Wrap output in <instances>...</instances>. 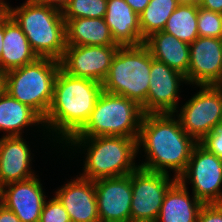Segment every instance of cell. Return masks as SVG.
I'll return each mask as SVG.
<instances>
[{
    "mask_svg": "<svg viewBox=\"0 0 222 222\" xmlns=\"http://www.w3.org/2000/svg\"><path fill=\"white\" fill-rule=\"evenodd\" d=\"M192 197V198H191ZM203 203L178 179L165 193L161 210L155 222H197Z\"/></svg>",
    "mask_w": 222,
    "mask_h": 222,
    "instance_id": "20",
    "label": "cell"
},
{
    "mask_svg": "<svg viewBox=\"0 0 222 222\" xmlns=\"http://www.w3.org/2000/svg\"><path fill=\"white\" fill-rule=\"evenodd\" d=\"M0 137V187L36 176L29 141L24 136Z\"/></svg>",
    "mask_w": 222,
    "mask_h": 222,
    "instance_id": "17",
    "label": "cell"
},
{
    "mask_svg": "<svg viewBox=\"0 0 222 222\" xmlns=\"http://www.w3.org/2000/svg\"><path fill=\"white\" fill-rule=\"evenodd\" d=\"M104 19L114 42L119 46H138L144 43L139 15L125 0H107Z\"/></svg>",
    "mask_w": 222,
    "mask_h": 222,
    "instance_id": "19",
    "label": "cell"
},
{
    "mask_svg": "<svg viewBox=\"0 0 222 222\" xmlns=\"http://www.w3.org/2000/svg\"><path fill=\"white\" fill-rule=\"evenodd\" d=\"M9 16L22 29L38 58L61 60L67 47L66 22L61 11L26 0L16 8L9 5Z\"/></svg>",
    "mask_w": 222,
    "mask_h": 222,
    "instance_id": "4",
    "label": "cell"
},
{
    "mask_svg": "<svg viewBox=\"0 0 222 222\" xmlns=\"http://www.w3.org/2000/svg\"><path fill=\"white\" fill-rule=\"evenodd\" d=\"M201 0H188L190 3H199Z\"/></svg>",
    "mask_w": 222,
    "mask_h": 222,
    "instance_id": "38",
    "label": "cell"
},
{
    "mask_svg": "<svg viewBox=\"0 0 222 222\" xmlns=\"http://www.w3.org/2000/svg\"><path fill=\"white\" fill-rule=\"evenodd\" d=\"M38 174L30 179L0 187V203L12 210L21 222H39L48 198Z\"/></svg>",
    "mask_w": 222,
    "mask_h": 222,
    "instance_id": "15",
    "label": "cell"
},
{
    "mask_svg": "<svg viewBox=\"0 0 222 222\" xmlns=\"http://www.w3.org/2000/svg\"><path fill=\"white\" fill-rule=\"evenodd\" d=\"M143 115L136 101L102 91L88 122L72 137L121 136L138 140Z\"/></svg>",
    "mask_w": 222,
    "mask_h": 222,
    "instance_id": "7",
    "label": "cell"
},
{
    "mask_svg": "<svg viewBox=\"0 0 222 222\" xmlns=\"http://www.w3.org/2000/svg\"><path fill=\"white\" fill-rule=\"evenodd\" d=\"M0 222H21L14 212L0 203Z\"/></svg>",
    "mask_w": 222,
    "mask_h": 222,
    "instance_id": "32",
    "label": "cell"
},
{
    "mask_svg": "<svg viewBox=\"0 0 222 222\" xmlns=\"http://www.w3.org/2000/svg\"><path fill=\"white\" fill-rule=\"evenodd\" d=\"M151 63V52L144 43L120 46L102 82L103 91L125 96L142 106L147 100Z\"/></svg>",
    "mask_w": 222,
    "mask_h": 222,
    "instance_id": "6",
    "label": "cell"
},
{
    "mask_svg": "<svg viewBox=\"0 0 222 222\" xmlns=\"http://www.w3.org/2000/svg\"><path fill=\"white\" fill-rule=\"evenodd\" d=\"M34 126V129L38 128L37 132H43L42 139L45 141L48 135L43 118L31 107L2 90L0 92V132L5 134L3 136H23L26 128H29L26 129L28 132Z\"/></svg>",
    "mask_w": 222,
    "mask_h": 222,
    "instance_id": "18",
    "label": "cell"
},
{
    "mask_svg": "<svg viewBox=\"0 0 222 222\" xmlns=\"http://www.w3.org/2000/svg\"><path fill=\"white\" fill-rule=\"evenodd\" d=\"M3 37H4V21L0 24V57L2 54Z\"/></svg>",
    "mask_w": 222,
    "mask_h": 222,
    "instance_id": "36",
    "label": "cell"
},
{
    "mask_svg": "<svg viewBox=\"0 0 222 222\" xmlns=\"http://www.w3.org/2000/svg\"><path fill=\"white\" fill-rule=\"evenodd\" d=\"M199 37H222V13L213 12L199 6L198 8Z\"/></svg>",
    "mask_w": 222,
    "mask_h": 222,
    "instance_id": "27",
    "label": "cell"
},
{
    "mask_svg": "<svg viewBox=\"0 0 222 222\" xmlns=\"http://www.w3.org/2000/svg\"><path fill=\"white\" fill-rule=\"evenodd\" d=\"M119 47V45H67L60 60V67L68 75L102 83Z\"/></svg>",
    "mask_w": 222,
    "mask_h": 222,
    "instance_id": "12",
    "label": "cell"
},
{
    "mask_svg": "<svg viewBox=\"0 0 222 222\" xmlns=\"http://www.w3.org/2000/svg\"><path fill=\"white\" fill-rule=\"evenodd\" d=\"M66 44L109 46L114 42L104 18H74L66 21Z\"/></svg>",
    "mask_w": 222,
    "mask_h": 222,
    "instance_id": "23",
    "label": "cell"
},
{
    "mask_svg": "<svg viewBox=\"0 0 222 222\" xmlns=\"http://www.w3.org/2000/svg\"><path fill=\"white\" fill-rule=\"evenodd\" d=\"M197 222H222V203L203 204Z\"/></svg>",
    "mask_w": 222,
    "mask_h": 222,
    "instance_id": "30",
    "label": "cell"
},
{
    "mask_svg": "<svg viewBox=\"0 0 222 222\" xmlns=\"http://www.w3.org/2000/svg\"><path fill=\"white\" fill-rule=\"evenodd\" d=\"M180 4L179 0H150L139 15L142 40L145 42L152 33L163 31L168 18Z\"/></svg>",
    "mask_w": 222,
    "mask_h": 222,
    "instance_id": "25",
    "label": "cell"
},
{
    "mask_svg": "<svg viewBox=\"0 0 222 222\" xmlns=\"http://www.w3.org/2000/svg\"><path fill=\"white\" fill-rule=\"evenodd\" d=\"M199 88L173 113L181 127L199 143L222 122V85H196Z\"/></svg>",
    "mask_w": 222,
    "mask_h": 222,
    "instance_id": "8",
    "label": "cell"
},
{
    "mask_svg": "<svg viewBox=\"0 0 222 222\" xmlns=\"http://www.w3.org/2000/svg\"><path fill=\"white\" fill-rule=\"evenodd\" d=\"M60 68L58 60L37 58L3 74V90L44 119L53 100L54 83Z\"/></svg>",
    "mask_w": 222,
    "mask_h": 222,
    "instance_id": "5",
    "label": "cell"
},
{
    "mask_svg": "<svg viewBox=\"0 0 222 222\" xmlns=\"http://www.w3.org/2000/svg\"><path fill=\"white\" fill-rule=\"evenodd\" d=\"M198 8V3H181L168 18L163 31L191 44L199 37Z\"/></svg>",
    "mask_w": 222,
    "mask_h": 222,
    "instance_id": "24",
    "label": "cell"
},
{
    "mask_svg": "<svg viewBox=\"0 0 222 222\" xmlns=\"http://www.w3.org/2000/svg\"><path fill=\"white\" fill-rule=\"evenodd\" d=\"M54 192L67 211L71 222H100L95 183L78 175Z\"/></svg>",
    "mask_w": 222,
    "mask_h": 222,
    "instance_id": "16",
    "label": "cell"
},
{
    "mask_svg": "<svg viewBox=\"0 0 222 222\" xmlns=\"http://www.w3.org/2000/svg\"><path fill=\"white\" fill-rule=\"evenodd\" d=\"M94 183L100 222H131L132 173Z\"/></svg>",
    "mask_w": 222,
    "mask_h": 222,
    "instance_id": "13",
    "label": "cell"
},
{
    "mask_svg": "<svg viewBox=\"0 0 222 222\" xmlns=\"http://www.w3.org/2000/svg\"><path fill=\"white\" fill-rule=\"evenodd\" d=\"M102 91V83L68 75L60 68L54 83L53 100L43 119L48 144L53 142V147L60 145L61 149L76 135L88 122Z\"/></svg>",
    "mask_w": 222,
    "mask_h": 222,
    "instance_id": "2",
    "label": "cell"
},
{
    "mask_svg": "<svg viewBox=\"0 0 222 222\" xmlns=\"http://www.w3.org/2000/svg\"><path fill=\"white\" fill-rule=\"evenodd\" d=\"M181 3H186L188 0H179Z\"/></svg>",
    "mask_w": 222,
    "mask_h": 222,
    "instance_id": "39",
    "label": "cell"
},
{
    "mask_svg": "<svg viewBox=\"0 0 222 222\" xmlns=\"http://www.w3.org/2000/svg\"><path fill=\"white\" fill-rule=\"evenodd\" d=\"M198 6L213 12L222 13V0H201Z\"/></svg>",
    "mask_w": 222,
    "mask_h": 222,
    "instance_id": "31",
    "label": "cell"
},
{
    "mask_svg": "<svg viewBox=\"0 0 222 222\" xmlns=\"http://www.w3.org/2000/svg\"><path fill=\"white\" fill-rule=\"evenodd\" d=\"M152 57L186 76L189 68V44L164 31L152 33L145 39Z\"/></svg>",
    "mask_w": 222,
    "mask_h": 222,
    "instance_id": "22",
    "label": "cell"
},
{
    "mask_svg": "<svg viewBox=\"0 0 222 222\" xmlns=\"http://www.w3.org/2000/svg\"><path fill=\"white\" fill-rule=\"evenodd\" d=\"M149 81L147 100L141 106L143 114L174 113L181 99L180 86L188 84L186 77L152 57Z\"/></svg>",
    "mask_w": 222,
    "mask_h": 222,
    "instance_id": "11",
    "label": "cell"
},
{
    "mask_svg": "<svg viewBox=\"0 0 222 222\" xmlns=\"http://www.w3.org/2000/svg\"><path fill=\"white\" fill-rule=\"evenodd\" d=\"M188 85H222V41L198 37L189 44Z\"/></svg>",
    "mask_w": 222,
    "mask_h": 222,
    "instance_id": "14",
    "label": "cell"
},
{
    "mask_svg": "<svg viewBox=\"0 0 222 222\" xmlns=\"http://www.w3.org/2000/svg\"><path fill=\"white\" fill-rule=\"evenodd\" d=\"M33 1L43 5L51 6L52 8H55L63 12L71 0H33Z\"/></svg>",
    "mask_w": 222,
    "mask_h": 222,
    "instance_id": "33",
    "label": "cell"
},
{
    "mask_svg": "<svg viewBox=\"0 0 222 222\" xmlns=\"http://www.w3.org/2000/svg\"><path fill=\"white\" fill-rule=\"evenodd\" d=\"M135 13L140 15L148 6L150 0H125Z\"/></svg>",
    "mask_w": 222,
    "mask_h": 222,
    "instance_id": "34",
    "label": "cell"
},
{
    "mask_svg": "<svg viewBox=\"0 0 222 222\" xmlns=\"http://www.w3.org/2000/svg\"><path fill=\"white\" fill-rule=\"evenodd\" d=\"M178 180L203 204L222 203V158L197 143L185 171Z\"/></svg>",
    "mask_w": 222,
    "mask_h": 222,
    "instance_id": "9",
    "label": "cell"
},
{
    "mask_svg": "<svg viewBox=\"0 0 222 222\" xmlns=\"http://www.w3.org/2000/svg\"><path fill=\"white\" fill-rule=\"evenodd\" d=\"M177 180L167 173L138 167L132 172L131 222H155L165 193Z\"/></svg>",
    "mask_w": 222,
    "mask_h": 222,
    "instance_id": "10",
    "label": "cell"
},
{
    "mask_svg": "<svg viewBox=\"0 0 222 222\" xmlns=\"http://www.w3.org/2000/svg\"><path fill=\"white\" fill-rule=\"evenodd\" d=\"M209 152L222 158V122L210 133L207 134L200 142Z\"/></svg>",
    "mask_w": 222,
    "mask_h": 222,
    "instance_id": "29",
    "label": "cell"
},
{
    "mask_svg": "<svg viewBox=\"0 0 222 222\" xmlns=\"http://www.w3.org/2000/svg\"><path fill=\"white\" fill-rule=\"evenodd\" d=\"M39 222H71L64 206L54 195L45 200Z\"/></svg>",
    "mask_w": 222,
    "mask_h": 222,
    "instance_id": "28",
    "label": "cell"
},
{
    "mask_svg": "<svg viewBox=\"0 0 222 222\" xmlns=\"http://www.w3.org/2000/svg\"><path fill=\"white\" fill-rule=\"evenodd\" d=\"M9 4L5 0H0V24L9 16Z\"/></svg>",
    "mask_w": 222,
    "mask_h": 222,
    "instance_id": "35",
    "label": "cell"
},
{
    "mask_svg": "<svg viewBox=\"0 0 222 222\" xmlns=\"http://www.w3.org/2000/svg\"><path fill=\"white\" fill-rule=\"evenodd\" d=\"M107 0H71L62 12L65 22L74 18H104Z\"/></svg>",
    "mask_w": 222,
    "mask_h": 222,
    "instance_id": "26",
    "label": "cell"
},
{
    "mask_svg": "<svg viewBox=\"0 0 222 222\" xmlns=\"http://www.w3.org/2000/svg\"><path fill=\"white\" fill-rule=\"evenodd\" d=\"M3 90V74L0 73V92Z\"/></svg>",
    "mask_w": 222,
    "mask_h": 222,
    "instance_id": "37",
    "label": "cell"
},
{
    "mask_svg": "<svg viewBox=\"0 0 222 222\" xmlns=\"http://www.w3.org/2000/svg\"><path fill=\"white\" fill-rule=\"evenodd\" d=\"M38 56L30 47L29 41L19 25L8 16L4 20V37L0 57V73L20 68L34 62Z\"/></svg>",
    "mask_w": 222,
    "mask_h": 222,
    "instance_id": "21",
    "label": "cell"
},
{
    "mask_svg": "<svg viewBox=\"0 0 222 222\" xmlns=\"http://www.w3.org/2000/svg\"><path fill=\"white\" fill-rule=\"evenodd\" d=\"M196 144L173 113L145 114L137 140L138 153L142 156L144 152L142 160L145 157V161L139 162V167L169 175L172 171L178 179Z\"/></svg>",
    "mask_w": 222,
    "mask_h": 222,
    "instance_id": "1",
    "label": "cell"
},
{
    "mask_svg": "<svg viewBox=\"0 0 222 222\" xmlns=\"http://www.w3.org/2000/svg\"><path fill=\"white\" fill-rule=\"evenodd\" d=\"M61 147L59 152L64 149L63 155L68 151V158L77 155L76 153H78L77 156L79 153L85 154V157L82 156L83 159H80V161L83 160V168L79 176L88 180L95 181L128 175L139 167L135 160L139 156L137 139L134 138L121 136L71 137Z\"/></svg>",
    "mask_w": 222,
    "mask_h": 222,
    "instance_id": "3",
    "label": "cell"
}]
</instances>
